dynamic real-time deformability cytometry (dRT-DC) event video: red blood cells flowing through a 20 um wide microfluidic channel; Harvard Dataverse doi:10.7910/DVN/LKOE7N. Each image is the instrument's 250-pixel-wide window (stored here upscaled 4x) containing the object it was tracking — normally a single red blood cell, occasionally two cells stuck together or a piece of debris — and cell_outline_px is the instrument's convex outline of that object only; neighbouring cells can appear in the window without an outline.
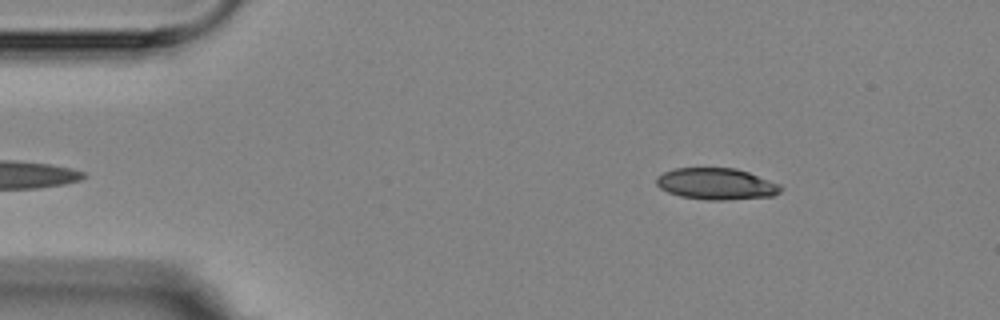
{"species": "Egyptian fruit bat (a non-hibernating species)", "species_latin": "Rousettus aegyptiacus", "temperature_condition": "room temperature", "stored_images_in_passage": 4, "camera_frame_rate_fps": 3000, "um_per_image_px": 0.085, "animal": {"sex": "female"}, "frame": {"image": 1, "passage_image": 4, "time_ms": 4.333, "image_size_px": [1000, 320], "cell_outline_px": [[784, 188], [780, 192], [772, 196], [728, 200], [708, 200], [680, 196], [668, 192], [660, 188], [656, 184], [656, 176], [664, 172], [676, 168], [736, 168], [748, 172], [780, 184]], "centroid_in_image_um": [60.89, 15.63], "position_along_channel_um": 24.1, "area_um2": 22.89}}